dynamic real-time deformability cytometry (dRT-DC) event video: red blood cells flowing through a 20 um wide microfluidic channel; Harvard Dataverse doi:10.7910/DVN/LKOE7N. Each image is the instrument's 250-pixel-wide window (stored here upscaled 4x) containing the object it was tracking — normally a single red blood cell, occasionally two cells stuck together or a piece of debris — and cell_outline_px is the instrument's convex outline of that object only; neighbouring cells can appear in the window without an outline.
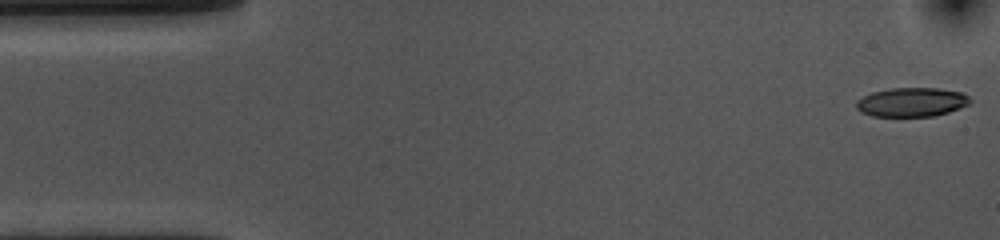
{"species": "common noctule bat (a hibernating species)", "species_latin": "Nyctalus noctula", "temperature_condition": "cold", "stored_images_in_passage": 54, "camera_frame_rate_fps": 3000, "um_per_image_px": 0.085, "animal": {"sex": "female", "body_mass_g": 10.0, "forearm_length_mm": 53.1}, "frame": {"image": 1, "passage_image": 1, "time_ms": 0.0, "image_size_px": [1000, 240], "cell_outline_px": [[972, 100], [968, 104], [960, 108], [948, 112], [932, 116], [872, 116], [860, 112], [856, 108], [856, 100], [872, 92], [892, 88], [940, 88], [964, 92]], "centroid_in_image_um": [77.5, 8.67], "position_along_channel_um": 7.5, "area_um2": 19.36}}
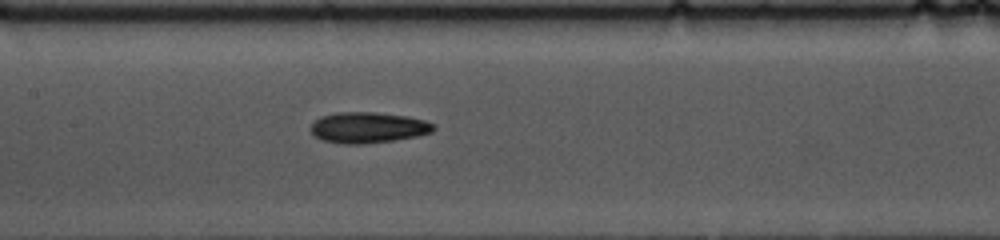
{"frame": {"image": 2, "passage_image": 24, "time_ms": 7.667, "image_size_px": [1000, 240], "cell_outline_px": [[436, 128], [432, 132], [416, 136], [396, 140], [364, 144], [344, 144], [324, 140], [316, 136], [308, 128], [320, 116], [336, 112], [376, 112], [408, 116], [424, 120], [436, 124]], "centroid_in_image_um": [31.31, 10.83], "position_along_channel_um": 176.1, "area_um2": 22.25}}
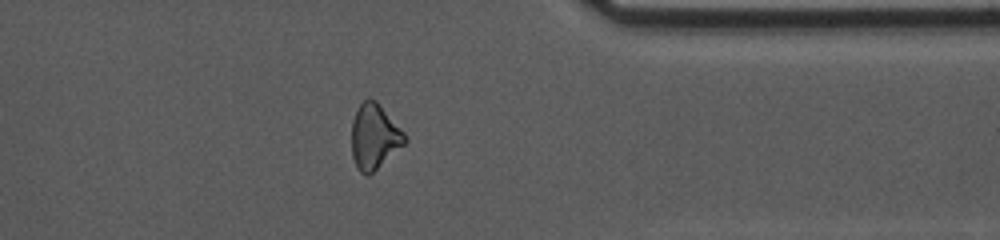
{"frame": {"image": 3, "passage_image": 42, "time_ms": 13.667, "image_size_px": [1000, 240], "cell_outline_px": [[408, 140], [404, 144], [368, 176], [360, 172], [356, 168], [352, 156], [352, 120], [360, 104], [368, 96], [376, 100], [404, 132]], "centroid_in_image_um": [31.8, 11.6], "position_along_channel_um": 379.6, "area_um2": 20.06}, "authors_computed_cell_mechanics": {"area_um2": 20.7213, "velocity_mm_per_s": 3.6291, "shape_relaxation_time_tau1_ms": 4.1366, "shape_relaxation_time_tau2_ms": 7.8855, "deformation_change_tau1": 0.1468, "deformation_change_tau2": 0.1811}}